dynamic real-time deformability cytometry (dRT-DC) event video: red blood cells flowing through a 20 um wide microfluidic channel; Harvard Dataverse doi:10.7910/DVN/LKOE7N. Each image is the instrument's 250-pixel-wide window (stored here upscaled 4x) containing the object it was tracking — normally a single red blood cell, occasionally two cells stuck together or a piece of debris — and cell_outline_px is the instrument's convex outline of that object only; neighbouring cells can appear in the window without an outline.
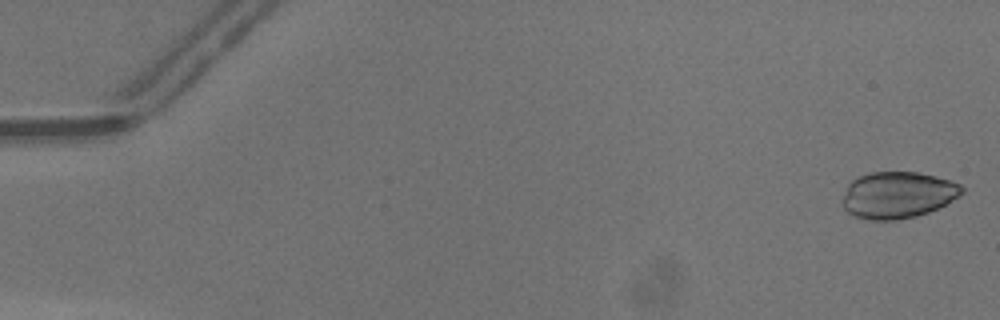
{"species": "common noctule bat (a hibernating species)", "species_latin": "Nyctalus noctula", "temperature_condition": "warm", "stored_images_in_passage": 18, "camera_frame_rate_fps": 3000, "um_per_image_px": 0.085, "animal": {"sex": "male", "body_mass_g": 13.3}, "frame": {"image": 1, "passage_image": 1, "time_ms": 0.0, "image_size_px": [1000, 320], "cell_outline_px": [[964, 192], [960, 196], [928, 212], [916, 216], [896, 220], [868, 220], [856, 216], [848, 212], [844, 208], [844, 196], [848, 184], [852, 180], [868, 172], [916, 172], [936, 176], [960, 184], [964, 188]], "centroid_in_image_um": [76.32, 16.57], "position_along_channel_um": 8.7, "area_um2": 32.19}}